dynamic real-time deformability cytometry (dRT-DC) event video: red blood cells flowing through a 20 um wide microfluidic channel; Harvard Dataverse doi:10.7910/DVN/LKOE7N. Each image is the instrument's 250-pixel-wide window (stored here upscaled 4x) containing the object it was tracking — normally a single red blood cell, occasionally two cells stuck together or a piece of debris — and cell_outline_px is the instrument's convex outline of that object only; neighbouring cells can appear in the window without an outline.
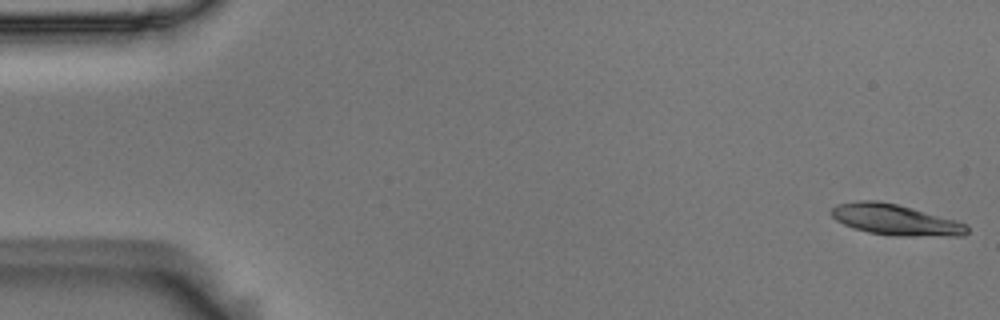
{"species": "Egyptian fruit bat (a non-hibernating species)", "species_latin": "Rousettus aegyptiacus", "temperature_condition": "room temperature", "stored_images_in_passage": 55, "camera_frame_rate_fps": 3000, "um_per_image_px": 0.085, "animal": {"sex": "male"}, "frame": {"image": 1, "passage_image": 1, "time_ms": 0.0, "image_size_px": [1000, 320], "cell_outline_px": [[968, 232], [964, 236], [896, 236], [868, 232], [852, 228], [836, 220], [828, 212], [836, 204], [860, 200], [876, 200], [896, 204], [956, 220], [968, 224]], "centroid_in_image_um": [76.1, 18.68], "position_along_channel_um": 8.9, "area_um2": 24.51}}
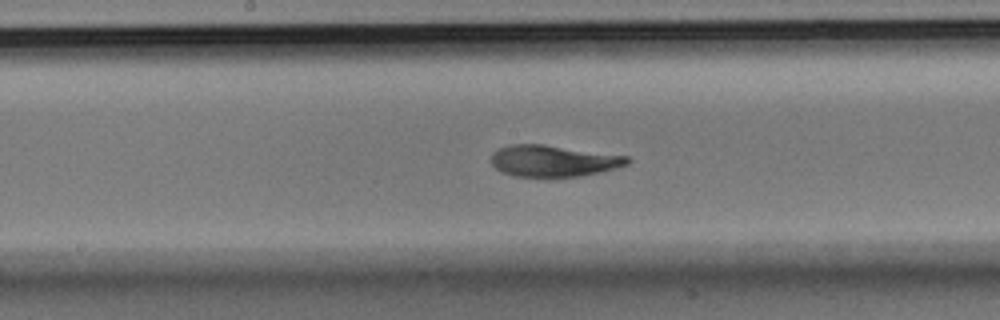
{"frame": {"image": 2, "passage_image": 28, "time_ms": 9.0, "image_size_px": [1000, 320], "cell_outline_px": [[632, 160], [628, 164], [616, 168], [600, 172], [580, 176], [512, 176], [496, 168], [492, 164], [492, 152], [508, 144], [544, 144], [628, 156]], "centroid_in_image_um": [47.05, 13.66], "position_along_channel_um": 201.1, "area_um2": 24.85}}
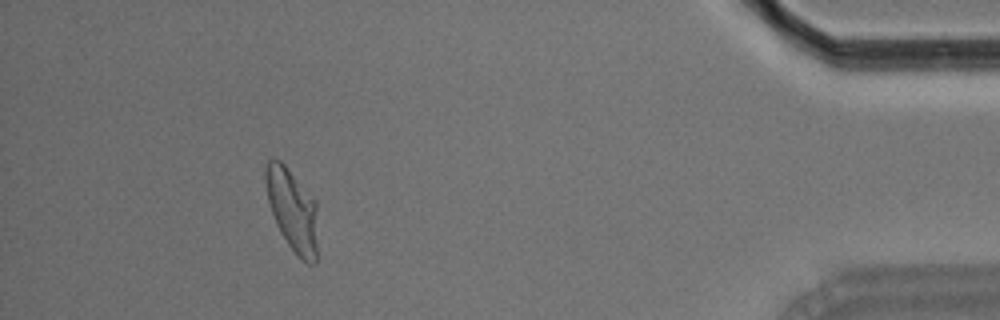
{"frame": {"image": 3, "passage_image": 50, "time_ms": 16.333, "image_size_px": [1000, 320], "cell_outline_px": [[316, 264], [308, 264], [296, 256], [280, 232], [276, 224], [268, 200], [264, 180], [264, 168], [268, 160], [280, 160], [284, 164], [316, 200]], "centroid_in_image_um": [24.83, 17.85], "position_along_channel_um": 410.4, "area_um2": 24.97}, "authors_computed_cell_mechanics": {"area_um2": 24.854, "velocity_mm_per_s": 3.6301, "shape_relaxation_time_tau1_ms": 5.2027, "shape_relaxation_time_tau2_ms": 2.2335, "deformation_change_tau1": 0.2095, "deformation_change_tau2": 0.0798}}